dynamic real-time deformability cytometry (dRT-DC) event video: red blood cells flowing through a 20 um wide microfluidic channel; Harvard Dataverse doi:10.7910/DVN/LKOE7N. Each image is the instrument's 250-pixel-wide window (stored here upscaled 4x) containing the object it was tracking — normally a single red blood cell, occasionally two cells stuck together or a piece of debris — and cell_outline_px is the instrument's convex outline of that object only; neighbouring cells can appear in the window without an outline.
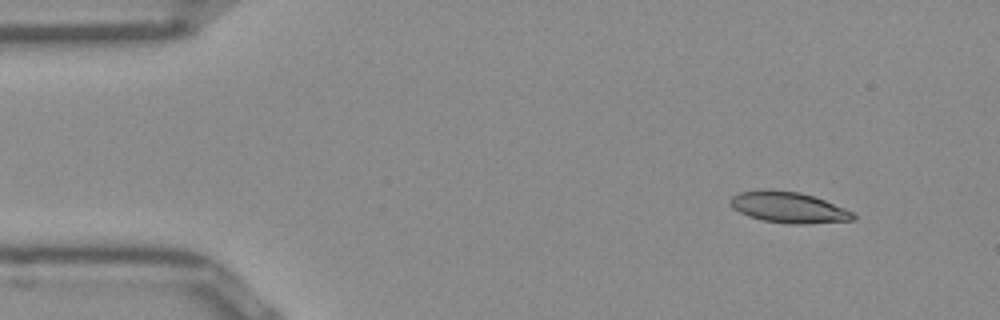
{"species": "Egyptian fruit bat (a non-hibernating species)", "species_latin": "Rousettus aegyptiacus", "temperature_condition": "room temperature", "stored_images_in_passage": 48, "segment_of_instrument_passage": [1, 2], "camera_frame_rate_fps": 3000, "um_per_image_px": 0.085, "frame": {"image": 1, "passage_image": 1, "time_ms": 0.0, "image_size_px": [1000, 320], "cell_outline_px": [[856, 220], [804, 224], [788, 224], [764, 220], [748, 216], [732, 208], [728, 200], [732, 196], [740, 192], [800, 192], [824, 200], [844, 208], [852, 212], [856, 216]], "centroid_in_image_um": [67.06, 17.67], "position_along_channel_um": 17.9, "area_um2": 21.44}}
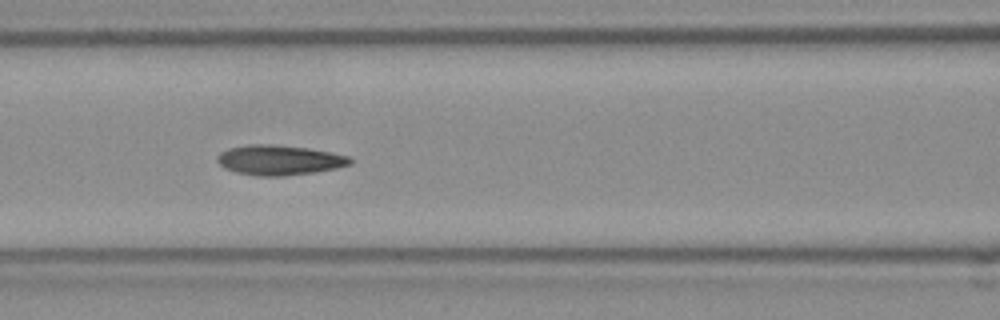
{"frame": {"image": 2, "passage_image": 17, "time_ms": 5.333, "image_size_px": [1000, 320], "cell_outline_px": [[352, 164], [336, 168], [316, 172], [284, 176], [256, 176], [236, 172], [224, 168], [216, 160], [216, 156], [220, 152], [228, 148], [252, 144], [272, 144], [308, 148], [332, 152], [348, 156], [352, 160]], "centroid_in_image_um": [23.73, 13.61], "position_along_channel_um": 142.9, "area_um2": 23.35}}
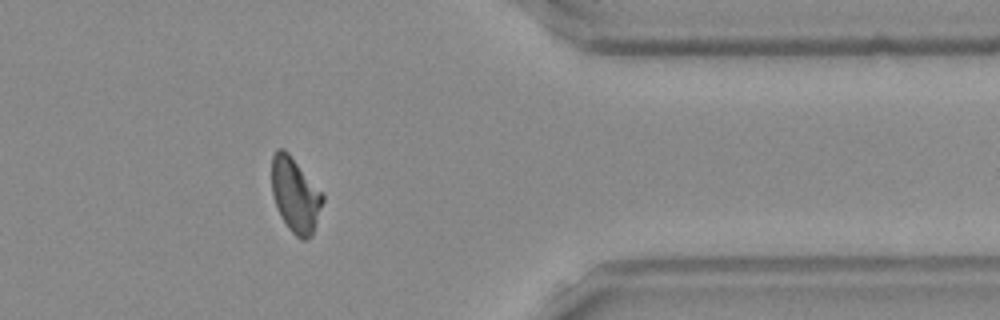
{"frame": {"image": 3, "passage_image": 37, "time_ms": 12.0, "image_size_px": [1000, 320], "cell_outline_px": [[324, 200], [312, 236], [308, 240], [300, 240], [288, 228], [280, 216], [272, 196], [272, 156], [276, 148], [284, 148], [288, 152], [324, 196]], "centroid_in_image_um": [25.08, 16.6], "position_along_channel_um": 386.3, "area_um2": 22.14}}